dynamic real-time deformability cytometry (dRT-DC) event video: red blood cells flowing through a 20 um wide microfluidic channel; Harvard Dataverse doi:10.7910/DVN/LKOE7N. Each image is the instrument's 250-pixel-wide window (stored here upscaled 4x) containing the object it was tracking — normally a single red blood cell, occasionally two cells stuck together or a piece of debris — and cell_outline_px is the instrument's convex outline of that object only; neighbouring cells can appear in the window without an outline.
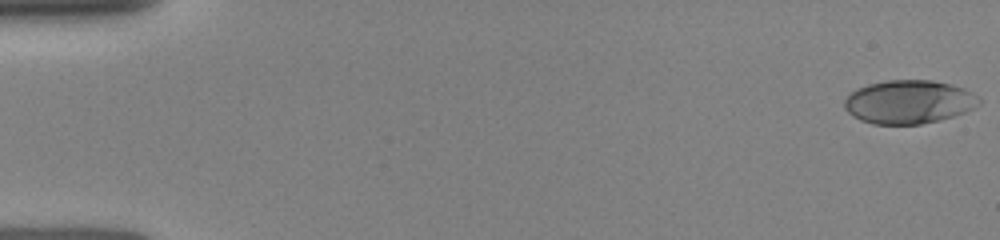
{"species": "human", "species_latin": "Homo sapiens", "temperature_condition": "room temperature", "stored_images_in_passage": 12, "camera_frame_rate_fps": 3000, "um_per_image_px": 0.085, "donor": {"sex": "female"}, "frame": {"image": 1, "passage_image": 1, "time_ms": 0.0, "image_size_px": [1000, 240], "cell_outline_px": [[980, 104], [964, 112], [940, 120], [920, 124], [872, 124], [860, 120], [852, 116], [844, 108], [844, 100], [856, 88], [868, 84], [888, 80], [932, 80], [952, 84], [964, 88], [980, 96]], "centroid_in_image_um": [77.25, 8.66], "position_along_channel_um": 7.8, "area_um2": 34.28}}